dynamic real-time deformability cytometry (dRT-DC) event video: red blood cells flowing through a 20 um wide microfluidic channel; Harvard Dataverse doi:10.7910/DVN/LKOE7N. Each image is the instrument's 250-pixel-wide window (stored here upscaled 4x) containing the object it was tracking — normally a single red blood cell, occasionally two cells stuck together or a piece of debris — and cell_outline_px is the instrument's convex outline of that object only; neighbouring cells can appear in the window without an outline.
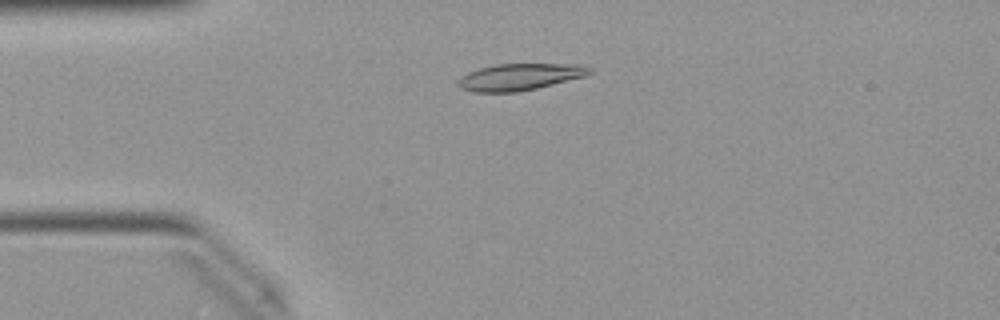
{"species": "Egyptian fruit bat (a non-hibernating species)", "species_latin": "Rousettus aegyptiacus", "temperature_condition": "warm", "stored_images_in_passage": 50, "camera_frame_rate_fps": 3000, "um_per_image_px": 0.085, "animal": {"sex": "female"}, "frame": {"image": 1, "passage_image": 12, "time_ms": 3.667, "image_size_px": [1000, 320], "cell_outline_px": [[592, 72], [588, 76], [536, 88], [516, 92], [472, 92], [460, 88], [456, 84], [468, 72], [480, 68], [496, 64], [580, 64], [592, 68]], "centroid_in_image_um": [44.22, 6.53], "position_along_channel_um": 40.8, "area_um2": 20.46}}
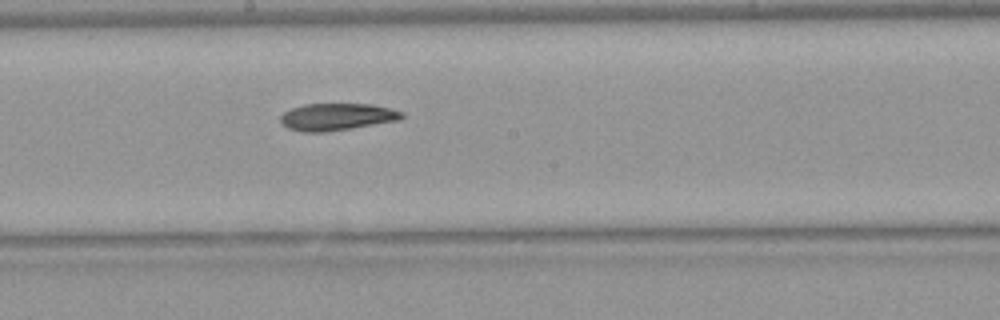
{"frame": {"image": 2, "passage_image": 27, "time_ms": 8.667, "image_size_px": [1000, 320], "cell_outline_px": [[404, 116], [400, 120], [328, 132], [304, 132], [288, 128], [280, 120], [280, 116], [284, 112], [292, 108], [304, 104], [372, 104], [404, 112]], "centroid_in_image_um": [28.65, 9.93], "position_along_channel_um": 219.6, "area_um2": 19.13}}
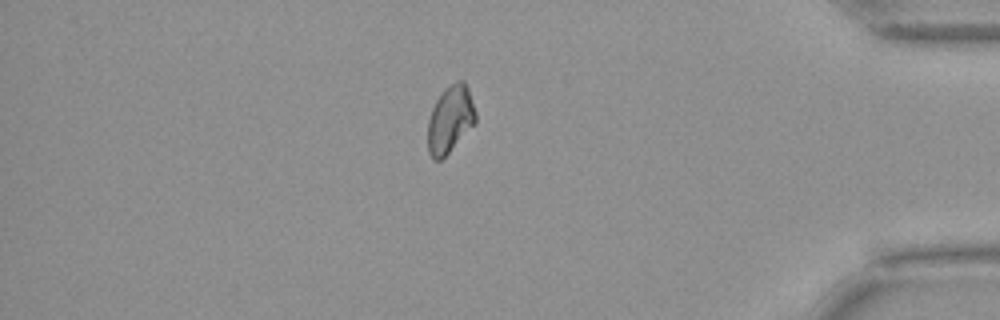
{"frame": {"image": 3, "passage_image": 43, "time_ms": 14.0, "image_size_px": [1000, 320], "cell_outline_px": [[476, 124], [440, 160], [432, 160], [428, 152], [428, 120], [432, 108], [436, 100], [444, 88], [456, 80], [464, 80], [468, 88], [476, 112]], "centroid_in_image_um": [38.27, 10.12], "position_along_channel_um": 396.9, "area_um2": 18.84}, "authors_computed_cell_mechanics": {"area_um2": 19.4786, "velocity_mm_per_s": 4.0357, "shape_relaxation_time_tau1_ms": null, "shape_relaxation_time_tau2_ms": 10.293, "deformation_change_tau1": null, "deformation_change_tau2": 0.1753}}